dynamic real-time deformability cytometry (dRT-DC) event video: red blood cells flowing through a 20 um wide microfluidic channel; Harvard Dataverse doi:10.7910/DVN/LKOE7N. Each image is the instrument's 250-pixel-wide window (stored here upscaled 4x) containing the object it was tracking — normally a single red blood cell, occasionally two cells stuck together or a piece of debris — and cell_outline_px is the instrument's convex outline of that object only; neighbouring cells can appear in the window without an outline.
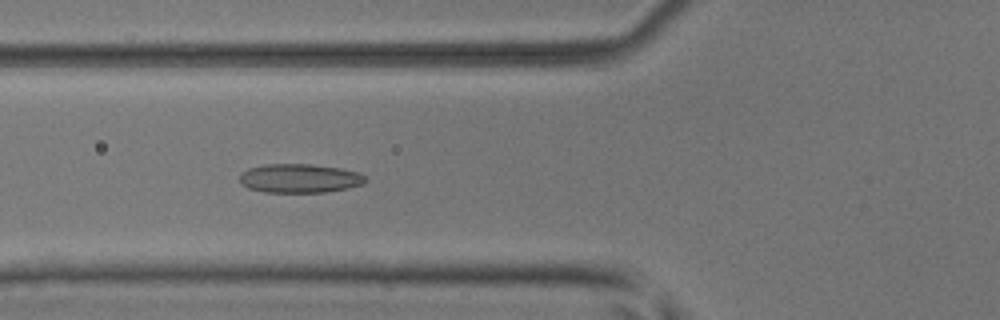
{"species": "common noctule bat (a hibernating species)", "species_latin": "Nyctalus noctula", "temperature_condition": "room temperature", "stored_images_in_passage": 44, "camera_frame_rate_fps": 3000, "um_per_image_px": 0.085, "animal": {"sex": "male", "body_mass_g": 17.9, "forearm_length_mm": 54.2}, "frame": {"image": 1, "passage_image": 12, "time_ms": 3.667, "image_size_px": [1000, 320], "cell_outline_px": [[368, 180], [364, 184], [348, 188], [324, 192], [264, 192], [248, 188], [240, 184], [240, 172], [248, 168], [264, 164], [308, 164], [340, 168], [360, 172]], "centroid_in_image_um": [25.46, 15.15], "position_along_channel_um": 100.3, "area_um2": 21.39}}
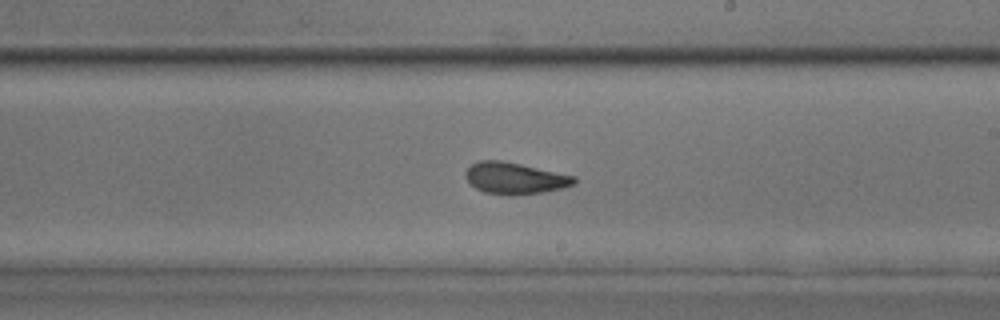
{"frame": {"image": 2, "passage_image": 23, "time_ms": 7.333, "image_size_px": [1000, 320], "cell_outline_px": [[576, 184], [544, 192], [512, 196], [508, 196], [484, 192], [476, 188], [464, 176], [464, 172], [472, 164], [480, 160], [500, 160], [520, 164], [576, 176]], "centroid_in_image_um": [43.76, 15.16], "position_along_channel_um": 245.2, "area_um2": 20.0}}
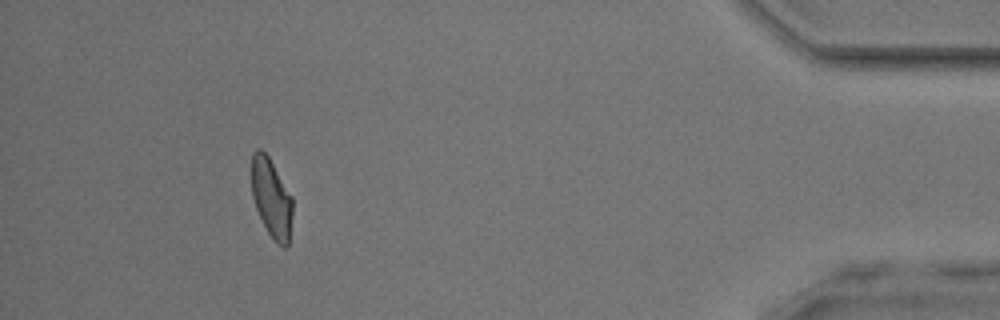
{"frame": {"image": 3, "passage_image": 40, "time_ms": 13.0, "image_size_px": [1000, 320], "cell_outline_px": [[292, 212], [288, 248], [284, 248], [276, 244], [268, 232], [256, 208], [252, 196], [252, 152], [256, 148], [260, 148], [268, 156], [292, 196]], "centroid_in_image_um": [23.08, 16.85], "position_along_channel_um": 412.1, "area_um2": 18.79}, "authors_computed_cell_mechanics": {"area_um2": 19.8832, "velocity_mm_per_s": 3.9605, "shape_relaxation_time_tau1_ms": 5.7565, "shape_relaxation_time_tau2_ms": 1.8037, "deformation_change_tau1": 0.1267, "deformation_change_tau2": 0.0676}}